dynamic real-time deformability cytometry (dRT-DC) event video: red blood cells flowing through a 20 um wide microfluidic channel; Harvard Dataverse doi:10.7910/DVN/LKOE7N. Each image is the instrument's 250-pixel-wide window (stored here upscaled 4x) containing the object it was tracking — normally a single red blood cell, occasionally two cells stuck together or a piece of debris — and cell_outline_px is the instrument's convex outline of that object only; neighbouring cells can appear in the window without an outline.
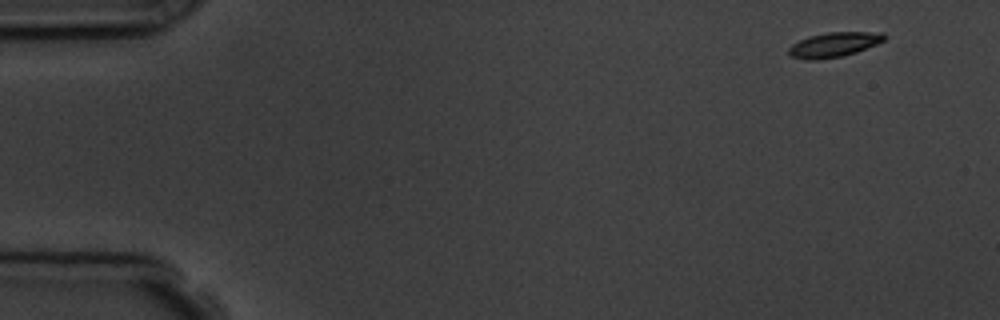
{"species": "common noctule bat (a hibernating species)", "species_latin": "Nyctalus noctula", "temperature_condition": "room temperature", "stored_images_in_passage": 4, "camera_frame_rate_fps": 3000, "um_per_image_px": 0.085, "animal": {"sex": "male", "body_mass_g": 19.5, "forearm_length_mm": 54.6}, "frame": {"image": 1, "passage_image": 1, "time_ms": 0.0, "image_size_px": [1000, 320], "cell_outline_px": [[888, 36], [884, 40], [876, 44], [856, 52], [844, 56], [816, 60], [808, 60], [792, 56], [788, 52], [788, 48], [792, 44], [808, 36], [828, 32], [884, 32]], "centroid_in_image_um": [70.91, 3.79], "position_along_channel_um": 14.1, "area_um2": 13.81}}
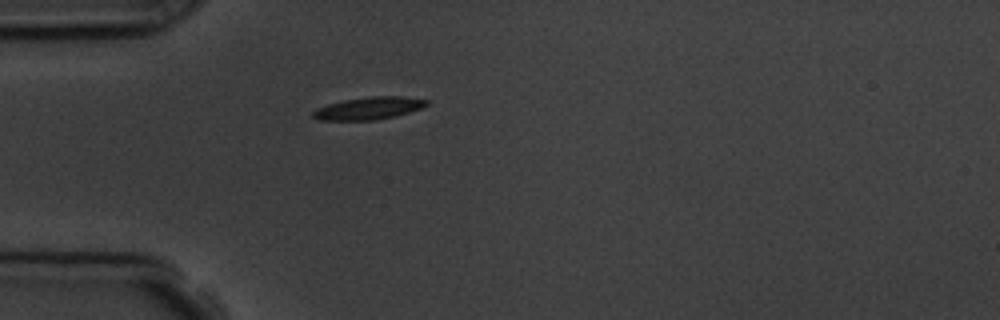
{"frame": {"image": 2, "passage_image": 4, "time_ms": 4.0, "image_size_px": [1000, 320], "cell_outline_px": [[428, 104], [420, 108], [408, 112], [376, 120], [320, 120], [312, 116], [312, 112], [316, 108], [328, 104], [344, 100], [372, 96], [404, 96], [428, 100]], "centroid_in_image_um": [31.32, 9.19], "position_along_channel_um": 53.7, "area_um2": 14.68}}